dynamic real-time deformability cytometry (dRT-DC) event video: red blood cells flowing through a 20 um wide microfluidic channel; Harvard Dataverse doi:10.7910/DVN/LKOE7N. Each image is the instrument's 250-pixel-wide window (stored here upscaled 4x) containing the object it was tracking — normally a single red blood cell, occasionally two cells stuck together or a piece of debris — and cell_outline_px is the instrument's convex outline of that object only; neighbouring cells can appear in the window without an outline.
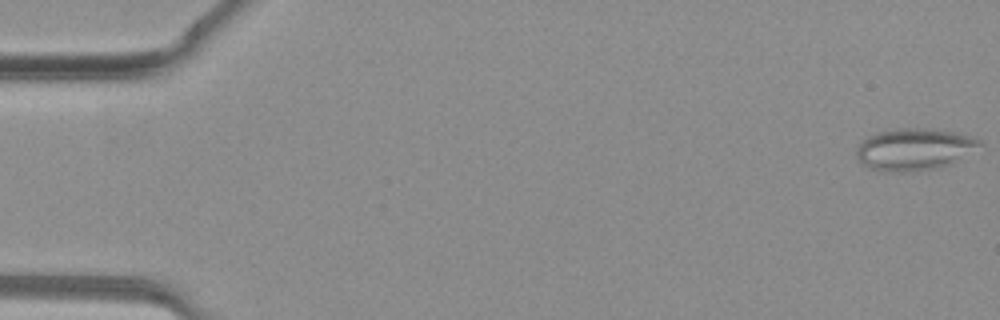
{"species": "common noctule bat (a hibernating species)", "species_latin": "Nyctalus noctula", "temperature_condition": "warm", "stored_images_in_passage": 32, "camera_frame_rate_fps": 3000, "um_per_image_px": 0.085, "animal": {"sex": "female", "body_mass_g": 19.3, "forearm_length_mm": 54.1}, "frame": {"image": 1, "passage_image": 1, "time_ms": 0.0, "image_size_px": [1000, 320], "cell_outline_px": [[984, 144], [952, 164], [936, 168], [908, 172], [880, 172], [868, 168], [856, 156], [856, 148], [868, 136], [876, 132], [904, 128], [920, 128], [952, 132], [968, 136], [980, 140]], "centroid_in_image_um": [77.69, 12.71], "position_along_channel_um": 7.3, "area_um2": 30.0}}
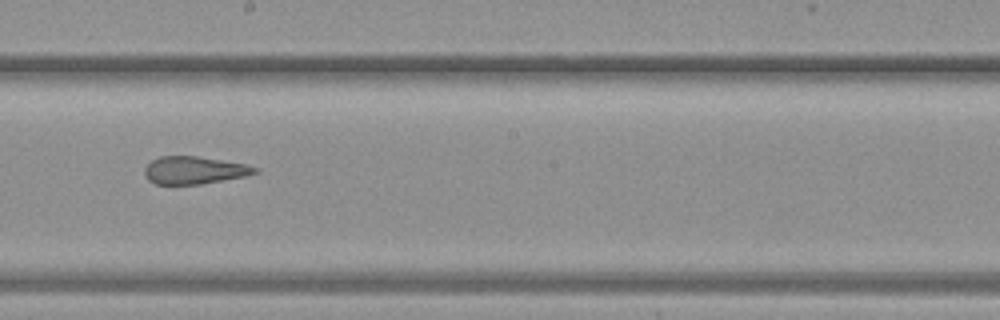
{"frame": {"image": 2, "passage_image": 22, "time_ms": 7.0, "image_size_px": [1000, 320], "cell_outline_px": [[260, 172], [244, 176], [200, 184], [156, 184], [148, 180], [144, 176], [144, 168], [152, 160], [160, 156], [196, 156], [248, 164], [260, 168]], "centroid_in_image_um": [16.52, 14.46], "position_along_channel_um": 231.7, "area_um2": 17.8}}
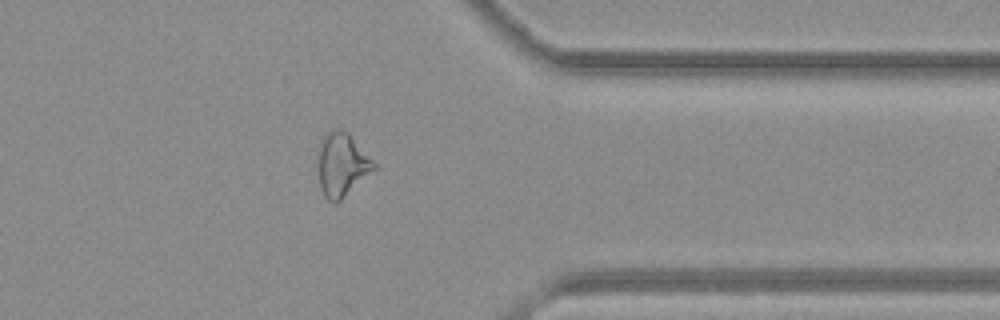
{"frame": {"image": 3, "passage_image": 31, "time_ms": 10.0, "image_size_px": [1000, 320], "cell_outline_px": [[376, 168], [336, 204], [328, 200], [324, 196], [320, 188], [316, 152], [320, 140], [332, 128], [340, 128], [348, 132], [352, 136], [376, 164]], "centroid_in_image_um": [29.01, 13.97], "position_along_channel_um": 382.4, "area_um2": 20.98}}